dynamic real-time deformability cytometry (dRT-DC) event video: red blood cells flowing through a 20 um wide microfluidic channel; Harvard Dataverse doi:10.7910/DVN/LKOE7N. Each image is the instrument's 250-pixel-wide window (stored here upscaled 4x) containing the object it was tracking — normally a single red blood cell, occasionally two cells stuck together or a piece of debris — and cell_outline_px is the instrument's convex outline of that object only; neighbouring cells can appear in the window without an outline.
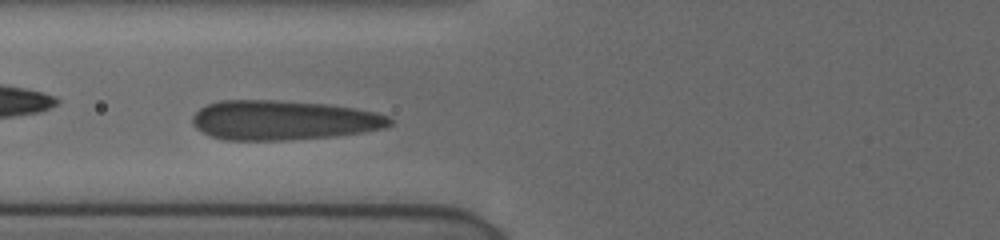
{"species": "human", "species_latin": "Homo sapiens", "temperature_condition": "cold", "stored_images_in_passage": 65, "camera_frame_rate_fps": 3000, "um_per_image_px": 0.085, "donor": {"sex": "female"}, "frame": {"image": 1, "passage_image": 9, "time_ms": 1.667, "image_size_px": [1000, 240], "cell_outline_px": [[392, 124], [384, 128], [364, 132], [332, 136], [284, 140], [224, 140], [212, 136], [196, 128], [192, 124], [192, 116], [200, 108], [208, 104], [220, 100], [276, 100], [324, 104], [356, 108], [376, 112], [388, 116], [392, 120]], "centroid_in_image_um": [24.08, 10.21], "position_along_channel_um": 101.7, "area_um2": 45.49}}
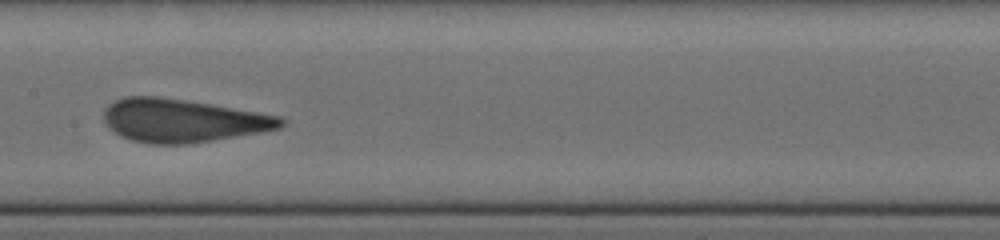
{"frame": {"image": 2, "passage_image": 22, "time_ms": 4.0, "image_size_px": [1000, 240], "cell_outline_px": [[284, 124], [280, 128], [264, 132], [188, 144], [148, 144], [132, 140], [120, 136], [108, 128], [104, 124], [104, 108], [108, 104], [124, 96], [160, 96], [280, 116], [284, 120]], "centroid_in_image_um": [15.47, 10.26], "position_along_channel_um": 191.9, "area_um2": 44.62}}
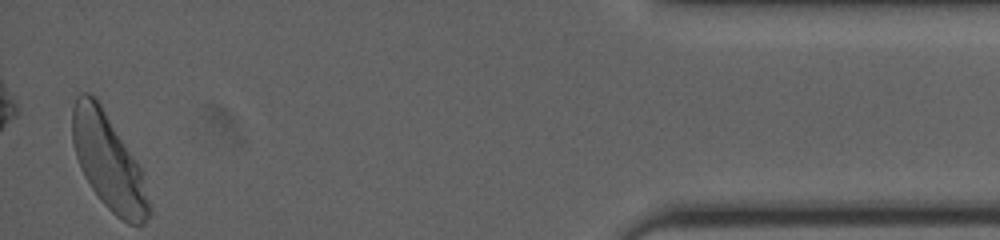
{"frame": {"image": 3, "passage_image": 64, "time_ms": 11.667, "image_size_px": [1000, 240], "cell_outline_px": [[152, 212], [144, 224], [128, 224], [120, 220], [100, 200], [84, 176], [80, 168], [72, 144], [72, 108], [76, 96], [80, 92], [88, 92], [96, 96], [140, 168], [152, 208]], "centroid_in_image_um": [9.2, 13.75], "position_along_channel_um": 426.0, "area_um2": 42.71}, "authors_computed_cell_mechanics": {"area_um2": 43.639, "velocity_mm_per_s": 3.8341, "shape_relaxation_time_tau1_ms": 4.7828, "shape_relaxation_time_tau2_ms": null, "deformation_change_tau1": 0.1761, "deformation_change_tau2": null}}